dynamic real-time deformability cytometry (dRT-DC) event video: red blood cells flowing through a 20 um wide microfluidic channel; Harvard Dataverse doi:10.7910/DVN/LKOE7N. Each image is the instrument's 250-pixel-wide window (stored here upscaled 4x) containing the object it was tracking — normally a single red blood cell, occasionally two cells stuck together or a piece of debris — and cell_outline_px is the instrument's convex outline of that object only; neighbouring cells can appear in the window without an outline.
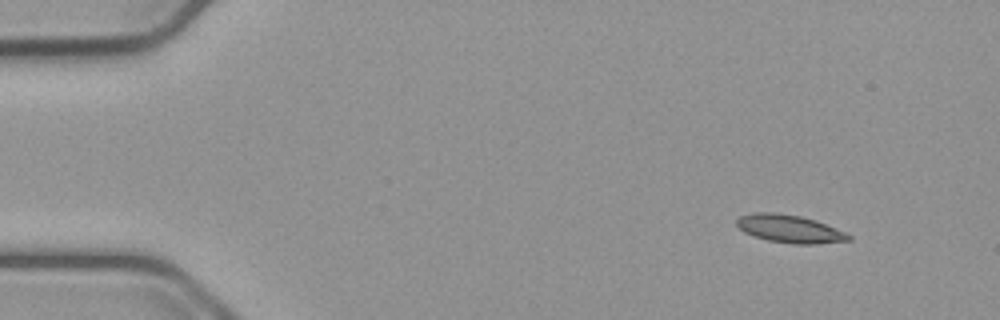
{"species": "common noctule bat (a hibernating species)", "species_latin": "Nyctalus noctula", "temperature_condition": "cold", "stored_images_in_passage": 50, "camera_frame_rate_fps": 3000, "um_per_image_px": 0.085, "animal": {"sex": "male", "body_mass_g": 23.1, "forearm_length_mm": 52.7}, "frame": {"image": 1, "passage_image": 1, "time_ms": 0.0, "image_size_px": [1000, 320], "cell_outline_px": [[852, 240], [816, 244], [792, 244], [768, 240], [744, 232], [736, 224], [736, 220], [740, 216], [752, 212], [776, 212], [800, 216], [816, 220], [844, 232], [852, 236]], "centroid_in_image_um": [67.12, 19.44], "position_along_channel_um": 17.9, "area_um2": 18.15}}
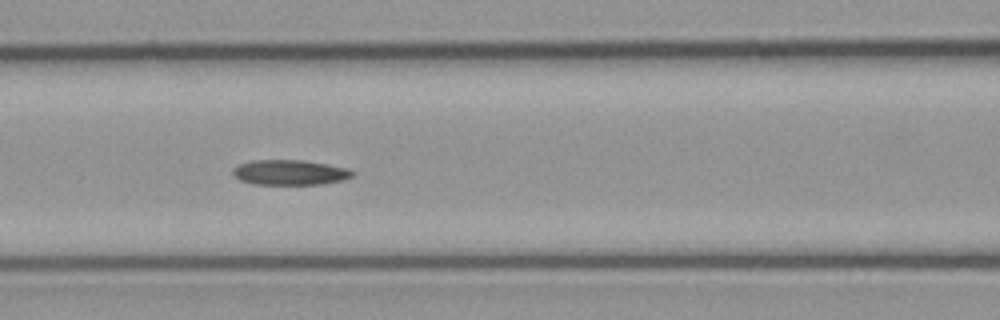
{"frame": {"image": 2, "passage_image": 19, "time_ms": 6.0, "image_size_px": [1000, 320], "cell_outline_px": [[356, 172], [352, 176], [344, 180], [324, 184], [252, 184], [240, 180], [232, 176], [232, 168], [240, 164], [252, 160], [300, 160], [348, 168]], "centroid_in_image_um": [24.62, 14.66], "position_along_channel_um": 142.0, "area_um2": 17.57}}
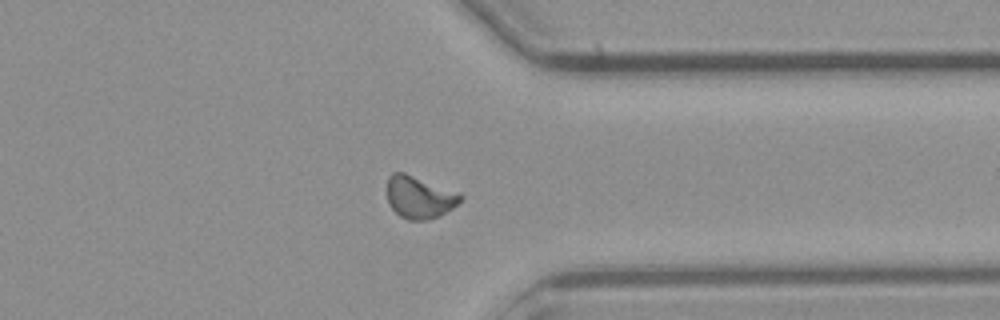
{"frame": {"image": 3, "passage_image": 38, "time_ms": 12.333, "image_size_px": [1000, 320], "cell_outline_px": [[464, 196], [452, 208], [440, 216], [424, 220], [408, 220], [400, 216], [388, 204], [388, 176], [392, 172], [404, 172], [460, 192]], "centroid_in_image_um": [35.65, 16.75], "position_along_channel_um": 375.7, "area_um2": 18.15}}